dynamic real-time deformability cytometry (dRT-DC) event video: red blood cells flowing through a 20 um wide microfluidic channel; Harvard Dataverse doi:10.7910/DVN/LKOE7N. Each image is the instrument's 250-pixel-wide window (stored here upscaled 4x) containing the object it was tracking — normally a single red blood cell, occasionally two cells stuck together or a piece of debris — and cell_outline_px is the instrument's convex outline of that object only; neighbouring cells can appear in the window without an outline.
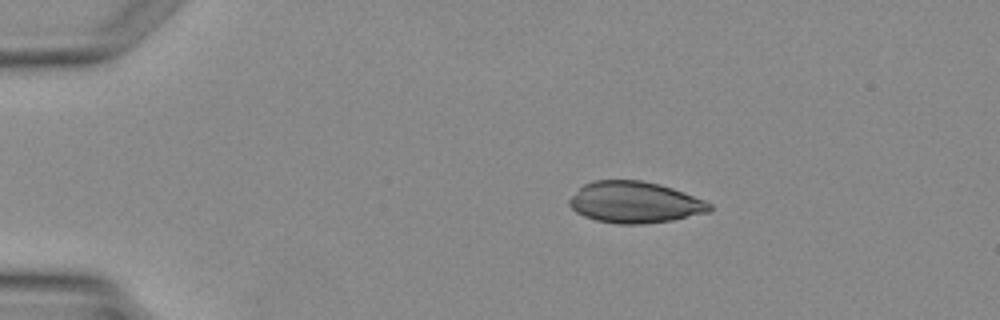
{"species": "Egyptian fruit bat (a non-hibernating species)", "species_latin": "Rousettus aegyptiacus", "temperature_condition": "warm", "stored_images_in_passage": 4, "camera_frame_rate_fps": 3000, "um_per_image_px": 0.085, "animal": {"sex": "female"}, "frame": {"image": 1, "passage_image": 2, "time_ms": 2.333, "image_size_px": [1000, 320], "cell_outline_px": [[712, 208], [708, 212], [672, 220], [644, 224], [616, 224], [596, 220], [584, 216], [576, 212], [568, 204], [568, 200], [584, 184], [596, 180], [640, 180], [660, 184], [672, 188], [704, 200], [712, 204]], "centroid_in_image_um": [53.95, 17.2], "position_along_channel_um": 31.1, "area_um2": 33.7}}